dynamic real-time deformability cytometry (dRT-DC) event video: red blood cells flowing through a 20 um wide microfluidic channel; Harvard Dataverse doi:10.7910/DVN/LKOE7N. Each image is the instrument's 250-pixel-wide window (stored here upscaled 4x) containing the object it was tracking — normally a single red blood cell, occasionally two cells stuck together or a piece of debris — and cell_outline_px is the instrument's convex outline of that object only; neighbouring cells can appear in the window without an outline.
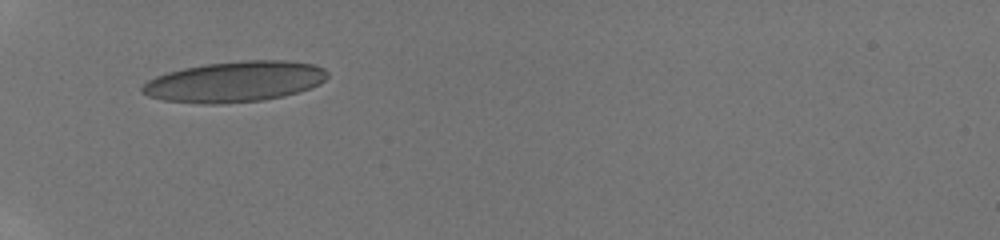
{"species": "human", "species_latin": "Homo sapiens", "temperature_condition": "room temperature", "stored_images_in_passage": 22, "camera_frame_rate_fps": 3000, "um_per_image_px": 0.085, "donor": {"sex": "male"}, "frame": {"image": 1, "passage_image": 1, "time_ms": 0.0, "image_size_px": [1000, 240], "cell_outline_px": [[328, 76], [320, 84], [300, 92], [284, 96], [264, 100], [220, 104], [204, 104], [164, 100], [148, 96], [140, 92], [140, 88], [148, 80], [156, 76], [168, 72], [184, 68], [204, 64], [244, 60], [288, 60], [312, 64], [324, 68], [328, 72]], "centroid_in_image_um": [19.97, 6.94], "position_along_channel_um": 65.0, "area_um2": 44.16}}
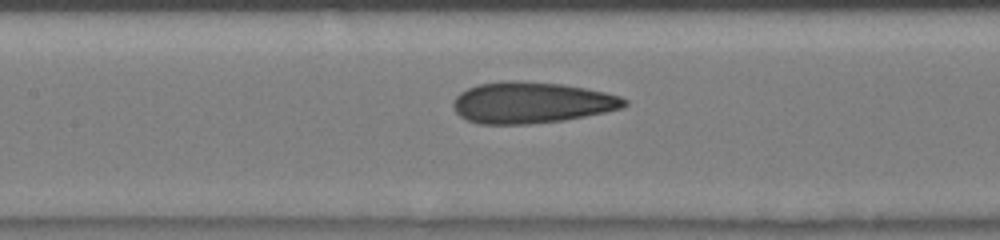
{"frame": {"image": 2, "passage_image": 13, "time_ms": 2.667, "image_size_px": [1000, 240], "cell_outline_px": [[628, 104], [624, 108], [564, 120], [528, 124], [480, 124], [468, 120], [460, 116], [452, 108], [452, 100], [460, 92], [468, 88], [480, 84], [504, 80], [520, 80], [564, 84], [604, 92], [620, 96], [628, 100]], "centroid_in_image_um": [45.16, 8.71], "position_along_channel_um": 162.2, "area_um2": 41.38}}
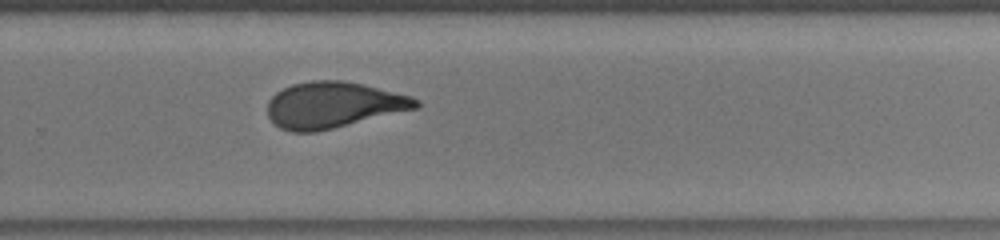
{"frame": {"image": 3, "passage_image": 22, "time_ms": 6.0, "image_size_px": [1000, 240], "cell_outline_px": [[420, 108], [316, 132], [292, 132], [280, 128], [268, 116], [268, 100], [276, 92], [292, 84], [312, 80], [344, 80], [412, 96], [420, 100]], "centroid_in_image_um": [28.35, 8.92], "position_along_channel_um": 301.4, "area_um2": 39.94}}